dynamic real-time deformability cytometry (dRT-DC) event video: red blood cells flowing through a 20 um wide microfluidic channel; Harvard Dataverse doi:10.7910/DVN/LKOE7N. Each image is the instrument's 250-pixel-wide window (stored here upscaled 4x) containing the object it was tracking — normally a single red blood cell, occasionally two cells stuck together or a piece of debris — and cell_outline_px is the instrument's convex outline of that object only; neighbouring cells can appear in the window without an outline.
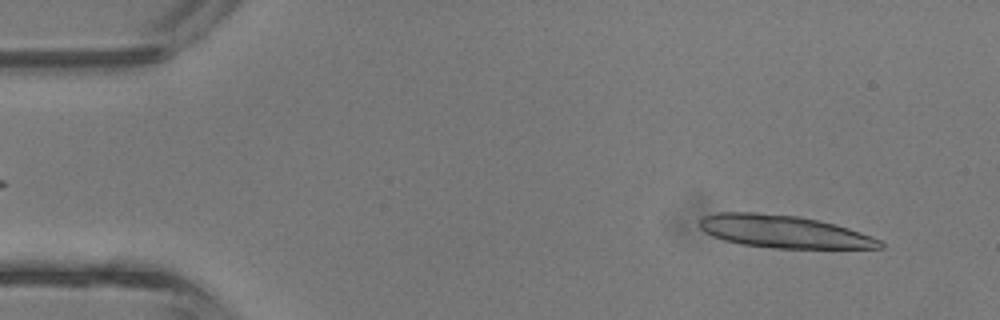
{"species": "common noctule bat (a hibernating species)", "species_latin": "Nyctalus noctula", "temperature_condition": "room temperature", "stored_images_in_passage": 14, "camera_frame_rate_fps": 3000, "um_per_image_px": 0.085, "animal": {"sex": "male", "body_mass_g": 13.3}, "frame": {"image": 1, "passage_image": 3, "time_ms": 0.667, "image_size_px": [1000, 320], "cell_outline_px": [[884, 248], [772, 248], [740, 244], [724, 240], [712, 236], [704, 232], [700, 228], [700, 220], [704, 216], [716, 212], [756, 212], [800, 216], [820, 220], [836, 224], [872, 236], [880, 240], [884, 244]], "centroid_in_image_um": [66.61, 19.68], "position_along_channel_um": 18.4, "area_um2": 34.45}}
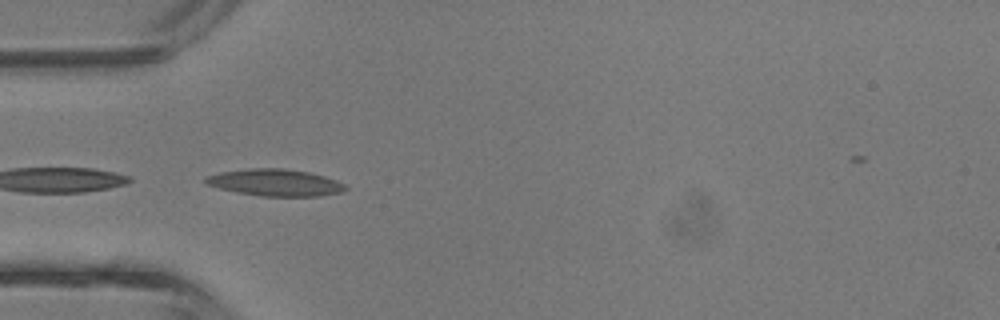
{"frame": {"image": 2, "passage_image": 12, "time_ms": 3.667, "image_size_px": [1000, 320], "cell_outline_px": [[348, 188], [340, 192], [320, 196], [260, 196], [220, 188], [208, 184], [204, 180], [204, 176], [220, 172], [248, 168], [284, 168], [308, 172], [324, 176], [336, 180], [344, 184]], "centroid_in_image_um": [23.39, 15.51], "position_along_channel_um": 61.6, "area_um2": 21.73}}